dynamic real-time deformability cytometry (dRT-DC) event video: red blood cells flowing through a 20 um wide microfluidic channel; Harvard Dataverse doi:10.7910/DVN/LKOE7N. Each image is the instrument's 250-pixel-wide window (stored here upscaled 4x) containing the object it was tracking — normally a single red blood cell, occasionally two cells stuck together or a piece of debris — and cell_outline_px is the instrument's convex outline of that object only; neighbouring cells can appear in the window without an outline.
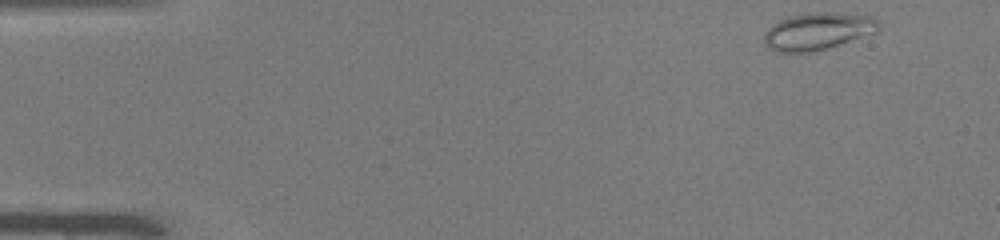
{"species": "common noctule bat (a hibernating species)", "species_latin": "Nyctalus noctula", "temperature_condition": "warm", "stored_images_in_passage": 47, "camera_frame_rate_fps": 3000, "um_per_image_px": 0.085, "animal": {"sex": "male", "body_mass_g": 19.0, "forearm_length_mm": 50.8}, "frame": {"image": 1, "passage_image": 1, "time_ms": 0.0, "image_size_px": [1000, 240], "cell_outline_px": [[880, 28], [876, 32], [828, 48], [812, 52], [772, 52], [764, 44], [764, 32], [772, 24], [780, 20], [792, 16], [808, 12], [836, 12], [876, 16], [880, 20]], "centroid_in_image_um": [69.53, 2.65], "position_along_channel_um": 15.5, "area_um2": 25.26}}
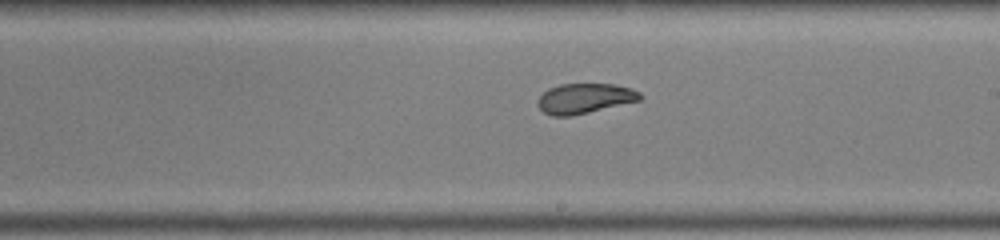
{"frame": {"image": 2, "passage_image": 26, "time_ms": 8.333, "image_size_px": [1000, 240], "cell_outline_px": [[644, 96], [640, 100], [588, 112], [568, 116], [552, 116], [544, 112], [536, 104], [536, 100], [548, 88], [560, 84], [612, 84], [632, 88], [640, 92]], "centroid_in_image_um": [49.68, 8.35], "position_along_channel_um": 239.3, "area_um2": 17.86}}
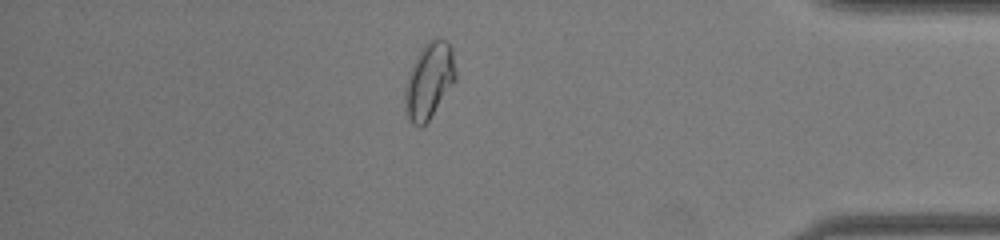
{"frame": {"image": 3, "passage_image": 40, "time_ms": 13.0, "image_size_px": [1000, 240], "cell_outline_px": [[456, 76], [428, 120], [420, 128], [412, 124], [404, 108], [404, 88], [412, 64], [420, 48], [428, 40], [436, 36], [448, 40], [452, 48], [456, 72]], "centroid_in_image_um": [36.45, 6.78], "position_along_channel_um": 398.8, "area_um2": 22.31}, "authors_computed_cell_mechanics": {"area_um2": 20.4034, "velocity_mm_per_s": 4.083, "shape_relaxation_time_tau1_ms": null, "shape_relaxation_time_tau2_ms": 1.2454, "deformation_change_tau1": null, "deformation_change_tau2": 0.0568}}